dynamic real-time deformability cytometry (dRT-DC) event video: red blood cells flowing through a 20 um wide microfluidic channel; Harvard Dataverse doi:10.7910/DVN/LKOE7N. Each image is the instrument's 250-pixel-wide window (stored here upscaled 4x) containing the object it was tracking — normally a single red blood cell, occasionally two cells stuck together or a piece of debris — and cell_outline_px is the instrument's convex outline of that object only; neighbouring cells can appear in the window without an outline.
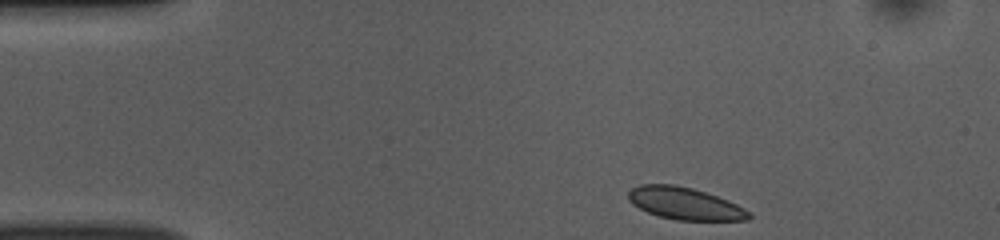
{"species": "common noctule bat (a hibernating species)", "species_latin": "Nyctalus noctula", "temperature_condition": "room temperature", "stored_images_in_passage": 45, "camera_frame_rate_fps": 3000, "um_per_image_px": 0.085, "animal": {"sex": "female", "body_mass_g": 10.0, "forearm_length_mm": 53.1}, "frame": {"image": 1, "passage_image": 1, "time_ms": 0.0, "image_size_px": [1000, 240], "cell_outline_px": [[752, 216], [748, 220], [676, 220], [660, 216], [648, 212], [632, 204], [628, 200], [628, 192], [632, 188], [640, 184], [676, 184], [692, 188], [728, 200], [744, 208]], "centroid_in_image_um": [58.19, 17.29], "position_along_channel_um": 26.8, "area_um2": 22.48}}
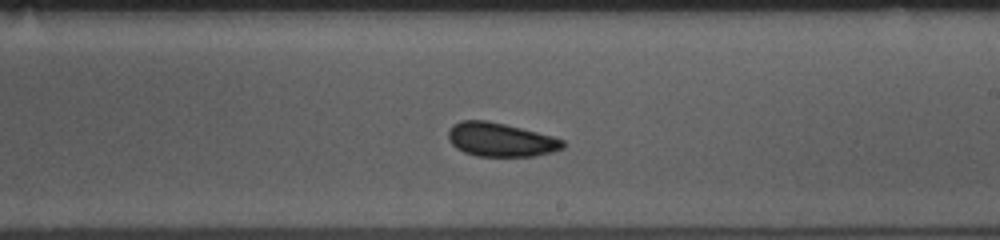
{"frame": {"image": 2, "passage_image": 23, "time_ms": 7.333, "image_size_px": [1000, 240], "cell_outline_px": [[564, 148], [552, 152], [536, 156], [476, 156], [464, 152], [456, 148], [448, 140], [448, 132], [452, 124], [460, 120], [484, 120], [504, 124], [552, 136], [564, 140]], "centroid_in_image_um": [42.52, 11.88], "position_along_channel_um": 246.5, "area_um2": 22.54}}
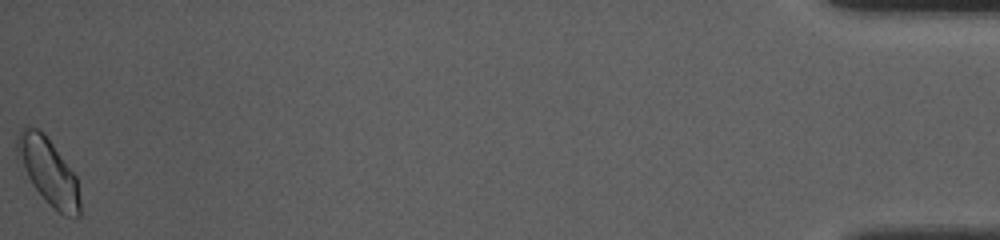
{"frame": {"image": 3, "passage_image": 45, "time_ms": 14.667, "image_size_px": [1000, 240], "cell_outline_px": [[80, 216], [64, 216], [52, 208], [32, 184], [16, 160], [16, 140], [20, 128], [24, 124], [28, 124], [44, 132], [76, 176], [80, 200]], "centroid_in_image_um": [4.06, 14.52], "position_along_channel_um": 431.1, "area_um2": 24.62}, "authors_computed_cell_mechanics": {"area_um2": 22.4842, "velocity_mm_per_s": 3.8159, "shape_relaxation_time_tau1_ms": 1.3036, "shape_relaxation_time_tau2_ms": 2.1386, "deformation_change_tau1": 0.0621, "deformation_change_tau2": 0.056}}